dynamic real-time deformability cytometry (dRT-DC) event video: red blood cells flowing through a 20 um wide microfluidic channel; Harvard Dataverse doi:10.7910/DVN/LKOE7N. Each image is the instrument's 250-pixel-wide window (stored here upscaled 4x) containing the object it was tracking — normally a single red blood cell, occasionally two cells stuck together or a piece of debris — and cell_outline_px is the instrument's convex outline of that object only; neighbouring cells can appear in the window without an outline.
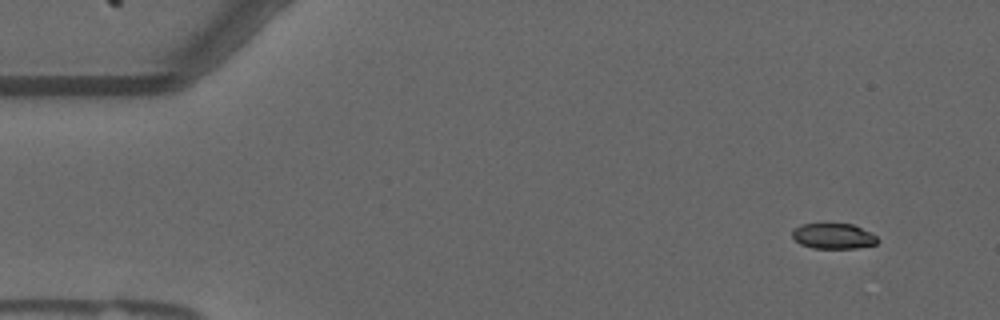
{"species": "common noctule bat (a hibernating species)", "species_latin": "Nyctalus noctula", "temperature_condition": "warm", "stored_images_in_passage": 30, "camera_frame_rate_fps": 3000, "um_per_image_px": 0.085, "animal": {"sex": "male", "forearm_length_mm": 52.5}, "frame": {"image": 1, "passage_image": 1, "time_ms": 0.0, "image_size_px": [1000, 320], "cell_outline_px": [[880, 240], [876, 244], [856, 248], [812, 248], [800, 244], [792, 236], [792, 228], [800, 224], [852, 224], [872, 232]], "centroid_in_image_um": [70.84, 20.06], "position_along_channel_um": 14.2, "area_um2": 12.77}}
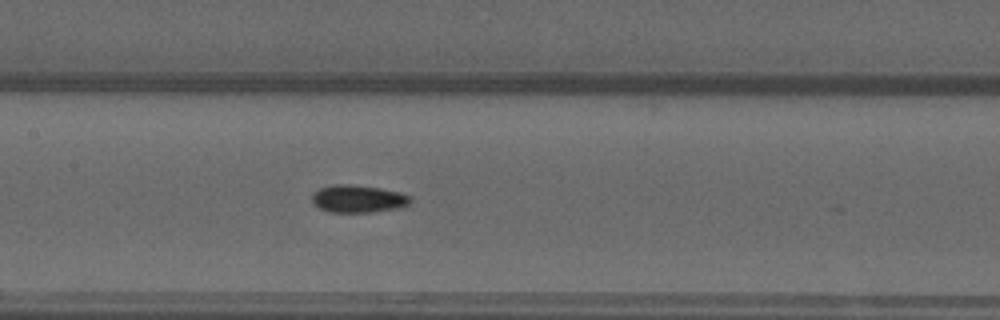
{"frame": {"image": 2, "passage_image": 23, "time_ms": 7.333, "image_size_px": [1000, 320], "cell_outline_px": [[412, 200], [408, 204], [400, 208], [372, 212], [328, 212], [320, 208], [312, 200], [312, 192], [320, 188], [336, 184], [352, 184], [380, 188], [400, 192], [408, 196]], "centroid_in_image_um": [30.44, 16.89], "position_along_channel_um": 177.0, "area_um2": 15.78}}
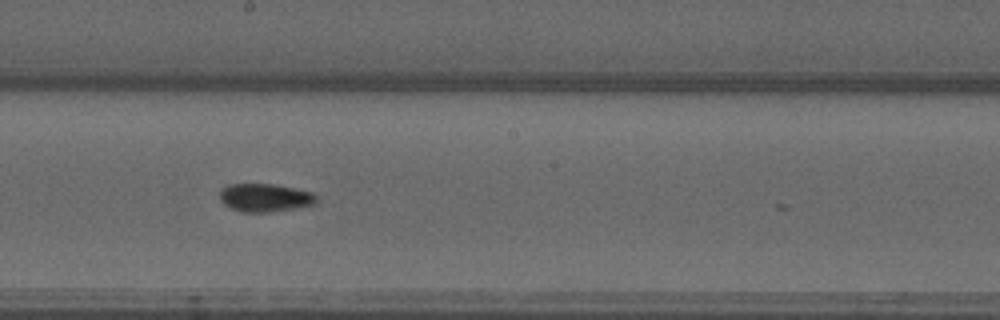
{"frame": {"image": 3, "passage_image": 27, "time_ms": 8.667, "image_size_px": [1000, 320], "cell_outline_px": [[316, 204], [268, 212], [244, 212], [232, 208], [224, 204], [220, 200], [220, 188], [228, 184], [272, 184], [296, 188], [312, 192], [316, 196]], "centroid_in_image_um": [22.5, 16.79], "position_along_channel_um": 225.7, "area_um2": 15.78}}